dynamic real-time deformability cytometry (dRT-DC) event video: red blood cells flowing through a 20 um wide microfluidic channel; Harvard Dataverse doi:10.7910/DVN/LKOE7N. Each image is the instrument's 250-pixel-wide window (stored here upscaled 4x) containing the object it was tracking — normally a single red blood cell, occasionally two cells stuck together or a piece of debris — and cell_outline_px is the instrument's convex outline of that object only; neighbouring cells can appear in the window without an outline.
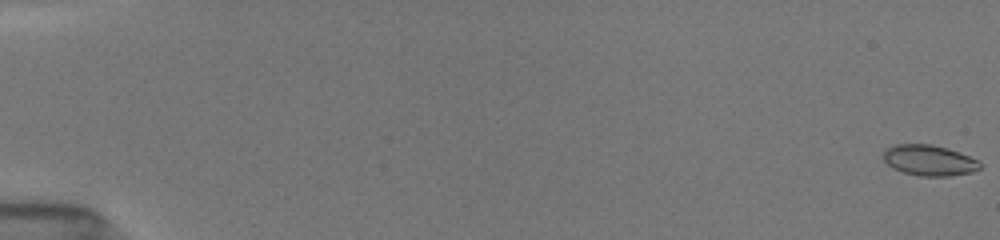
{"species": "common noctule bat (a hibernating species)", "species_latin": "Nyctalus noctula", "temperature_condition": "room temperature", "stored_images_in_passage": 25, "camera_frame_rate_fps": 3000, "um_per_image_px": 0.085, "animal": {"sex": "female", "body_mass_g": 19.5, "forearm_length_mm": 54.1}, "frame": {"image": 1, "passage_image": 1, "time_ms": 0.0, "image_size_px": [1000, 240], "cell_outline_px": [[980, 168], [972, 172], [948, 176], [920, 176], [904, 172], [892, 168], [884, 160], [884, 148], [892, 144], [932, 144], [948, 148], [980, 160]], "centroid_in_image_um": [78.97, 13.61], "position_along_channel_um": 6.0, "area_um2": 17.4}}
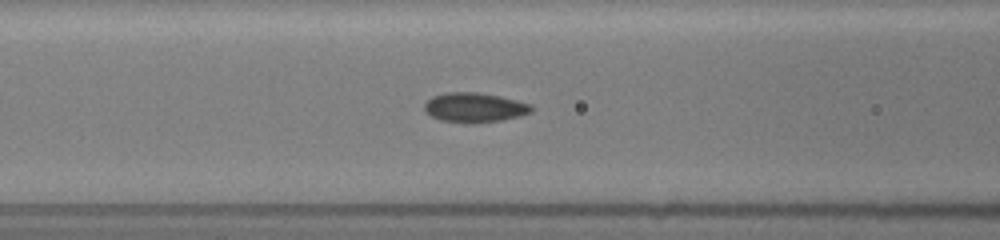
{"frame": {"image": 2, "passage_image": 22, "time_ms": 7.667, "image_size_px": [1000, 240], "cell_outline_px": [[536, 108], [532, 112], [520, 116], [500, 120], [468, 124], [440, 120], [424, 112], [424, 104], [432, 96], [448, 92], [480, 92], [500, 96], [532, 104]], "centroid_in_image_um": [40.35, 9.14], "position_along_channel_um": 126.2, "area_um2": 18.73}}
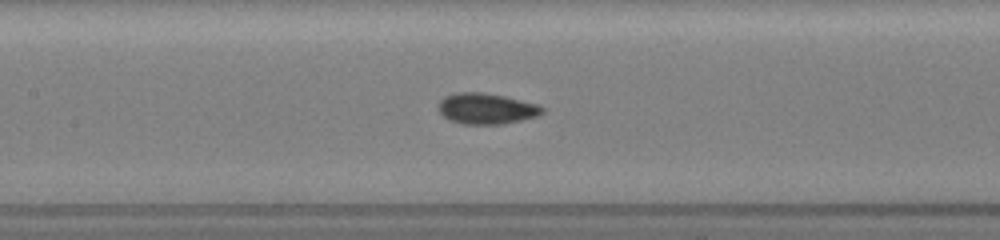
{"frame": {"image": 3, "passage_image": 25, "time_ms": 8.667, "image_size_px": [1000, 240], "cell_outline_px": [[544, 112], [536, 116], [504, 124], [464, 124], [448, 120], [436, 108], [440, 100], [444, 96], [456, 92], [480, 92], [504, 96], [540, 104], [544, 108]], "centroid_in_image_um": [41.32, 9.23], "position_along_channel_um": 166.1, "area_um2": 18.84}}